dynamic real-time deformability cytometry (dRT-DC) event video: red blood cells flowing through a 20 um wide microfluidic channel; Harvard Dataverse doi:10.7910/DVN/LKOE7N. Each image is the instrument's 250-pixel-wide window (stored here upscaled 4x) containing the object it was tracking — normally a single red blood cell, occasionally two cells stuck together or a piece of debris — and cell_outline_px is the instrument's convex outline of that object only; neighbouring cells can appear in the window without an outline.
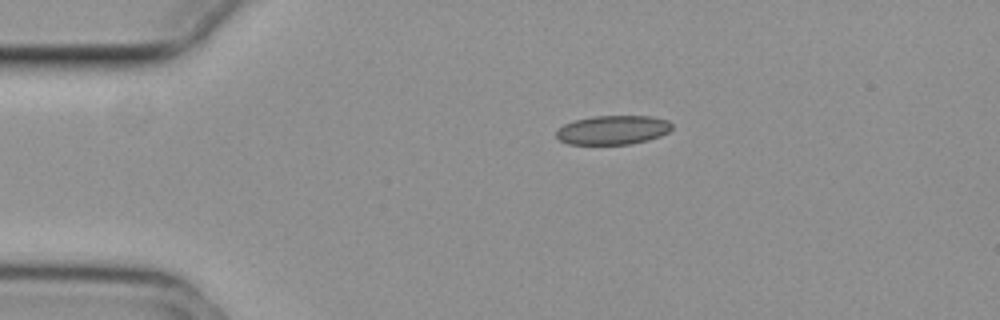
{"species": "common noctule bat (a hibernating species)", "species_latin": "Nyctalus noctula", "temperature_condition": "cold", "stored_images_in_passage": 45, "camera_frame_rate_fps": 3000, "um_per_image_px": 0.085, "animal": {"sex": "female", "body_mass_g": 29.2, "forearm_length_mm": 56.3}, "frame": {"image": 1, "passage_image": 1, "time_ms": 0.0, "image_size_px": [1000, 320], "cell_outline_px": [[672, 128], [668, 132], [660, 136], [648, 140], [632, 144], [568, 144], [560, 140], [556, 136], [556, 128], [572, 120], [592, 116], [652, 116], [668, 120], [672, 124]], "centroid_in_image_um": [52.07, 11.04], "position_along_channel_um": 32.9, "area_um2": 19.83}}
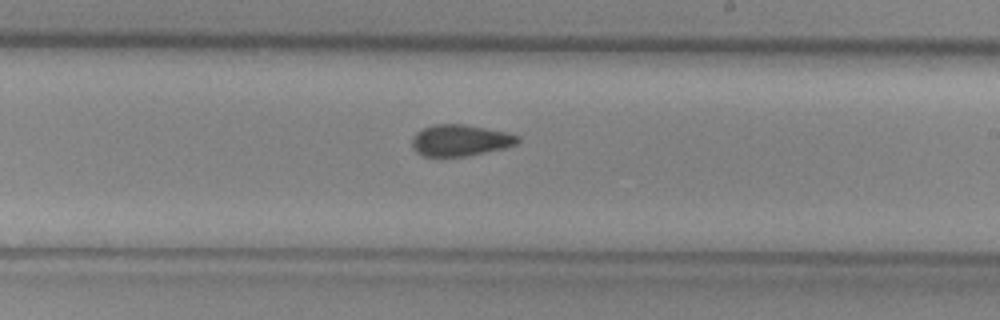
{"frame": {"image": 2, "passage_image": 22, "time_ms": 7.0, "image_size_px": [1000, 320], "cell_outline_px": [[520, 140], [516, 144], [504, 148], [464, 156], [424, 156], [416, 152], [412, 148], [412, 136], [416, 132], [424, 128], [436, 124], [464, 124], [504, 132], [520, 136]], "centroid_in_image_um": [39.09, 11.93], "position_along_channel_um": 249.9, "area_um2": 19.13}}
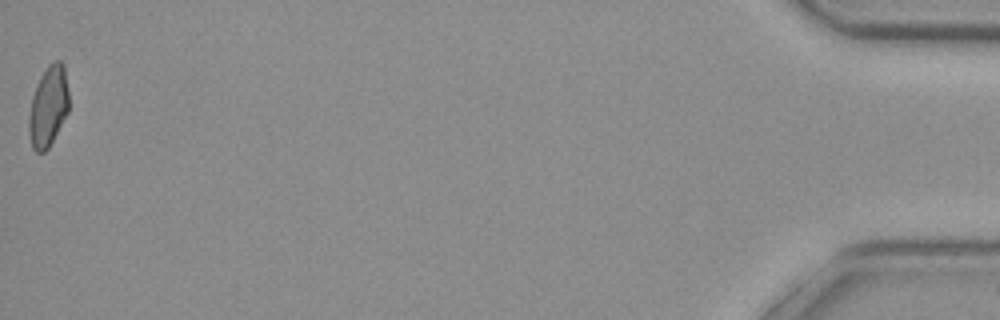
{"frame": {"image": 3, "passage_image": 45, "time_ms": 14.667, "image_size_px": [1000, 320], "cell_outline_px": [[68, 112], [48, 148], [44, 152], [36, 152], [32, 148], [28, 132], [28, 116], [32, 96], [40, 76], [48, 64], [56, 60], [60, 60], [64, 64], [68, 92]], "centroid_in_image_um": [4.09, 9.04], "position_along_channel_um": 431.1, "area_um2": 18.84}, "authors_computed_cell_mechanics": {"area_um2": 19.4786, "velocity_mm_per_s": 3.7442, "shape_relaxation_time_tau1_ms": null, "shape_relaxation_time_tau2_ms": 3.3039, "deformation_change_tau1": null, "deformation_change_tau2": 0.0927}}